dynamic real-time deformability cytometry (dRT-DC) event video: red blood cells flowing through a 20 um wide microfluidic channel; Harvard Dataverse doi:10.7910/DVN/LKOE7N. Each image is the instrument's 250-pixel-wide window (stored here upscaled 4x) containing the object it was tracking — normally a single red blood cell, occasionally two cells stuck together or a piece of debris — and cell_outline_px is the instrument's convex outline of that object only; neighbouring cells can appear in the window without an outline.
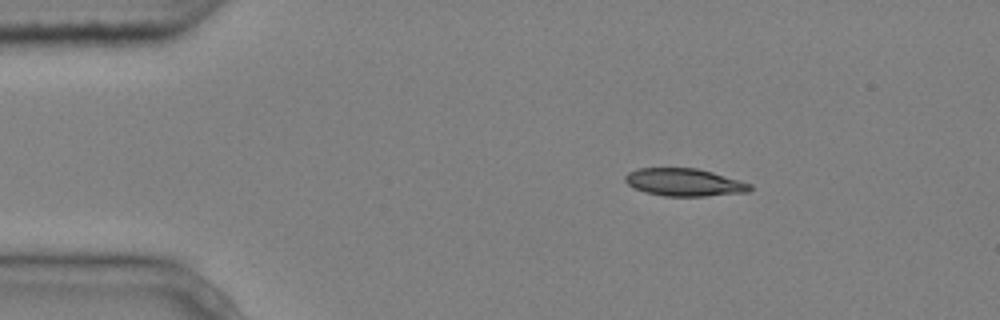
{"species": "common noctule bat (a hibernating species)", "species_latin": "Nyctalus noctula", "temperature_condition": "cold", "stored_images_in_passage": 3, "camera_frame_rate_fps": 3000, "um_per_image_px": 0.085, "animal": {"sex": "male", "body_mass_g": 20.4}, "frame": {"image": 1, "passage_image": 1, "time_ms": 0.0, "image_size_px": [1000, 320], "cell_outline_px": [[752, 188], [748, 192], [704, 196], [664, 196], [644, 192], [628, 184], [624, 180], [624, 176], [628, 172], [636, 168], [696, 168], [712, 172], [740, 180], [752, 184]], "centroid_in_image_um": [58.15, 15.49], "position_along_channel_um": 26.8, "area_um2": 20.11}}
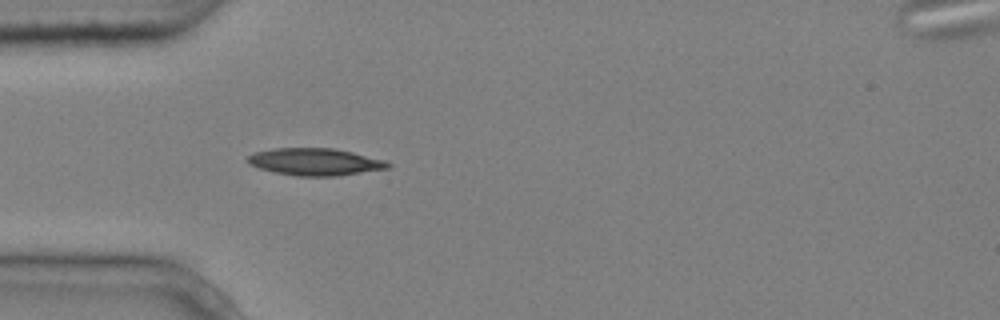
{"frame": {"image": 2, "passage_image": 3, "time_ms": 0.667, "image_size_px": [1000, 320], "cell_outline_px": [[392, 164], [388, 168], [336, 176], [296, 176], [276, 172], [260, 168], [248, 164], [248, 156], [252, 152], [272, 148], [332, 148], [352, 152], [384, 160]], "centroid_in_image_um": [26.75, 13.75], "position_along_channel_um": 58.3, "area_um2": 22.08}}